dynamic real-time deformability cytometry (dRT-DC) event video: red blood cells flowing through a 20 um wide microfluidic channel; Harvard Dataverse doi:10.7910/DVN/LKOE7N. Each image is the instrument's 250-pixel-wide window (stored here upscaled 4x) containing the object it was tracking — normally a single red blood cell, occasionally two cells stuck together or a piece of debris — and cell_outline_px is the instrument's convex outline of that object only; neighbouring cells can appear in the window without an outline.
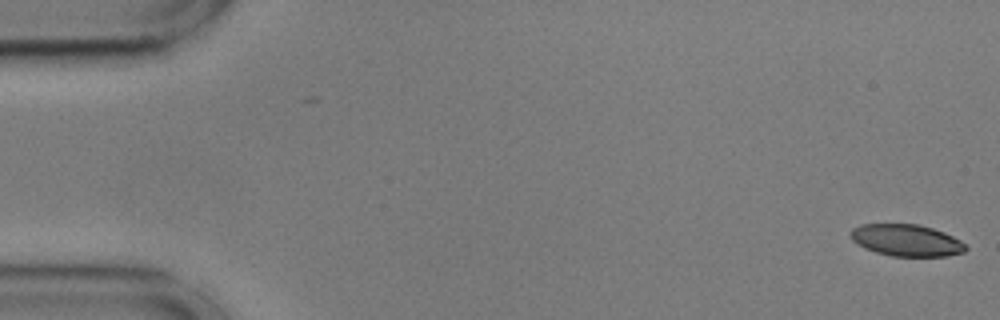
{"species": "common noctule bat (a hibernating species)", "species_latin": "Nyctalus noctula", "temperature_condition": "cold", "stored_images_in_passage": 2, "camera_frame_rate_fps": 3000, "um_per_image_px": 0.085, "animal": {"sex": "male", "body_mass_g": 17.9, "forearm_length_mm": 54.2}, "frame": {"image": 1, "passage_image": 2, "time_ms": 0.333, "image_size_px": [1000, 320], "cell_outline_px": [[968, 248], [964, 252], [948, 256], [892, 256], [876, 252], [864, 248], [852, 240], [848, 232], [852, 228], [860, 224], [920, 224], [944, 232], [960, 240]], "centroid_in_image_um": [77.02, 20.42], "position_along_channel_um": 8.0, "area_um2": 21.44}}